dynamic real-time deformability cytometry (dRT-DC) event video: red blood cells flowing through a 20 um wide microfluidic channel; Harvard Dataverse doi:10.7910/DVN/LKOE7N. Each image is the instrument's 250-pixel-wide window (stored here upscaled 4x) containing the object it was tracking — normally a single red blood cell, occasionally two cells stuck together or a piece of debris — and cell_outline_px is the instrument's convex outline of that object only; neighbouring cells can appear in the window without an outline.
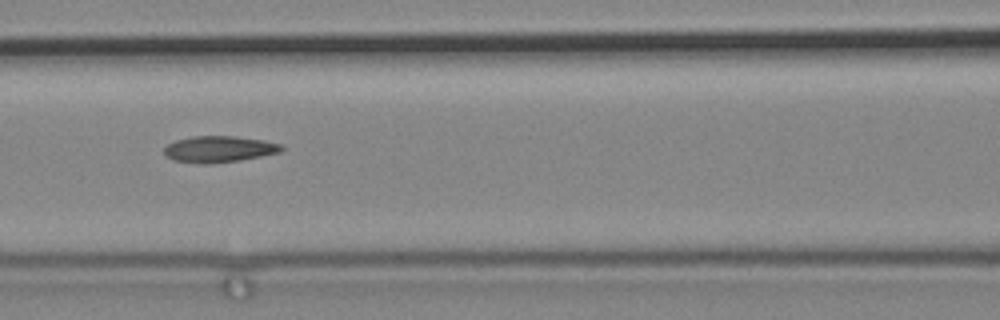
{"species": "common noctule bat (a hibernating species)", "species_latin": "Nyctalus noctula", "temperature_condition": "cold", "stored_images_in_passage": 11, "camera_frame_rate_fps": 3000, "um_per_image_px": 0.085, "animal": {"sex": "male", "body_mass_g": 19.2, "forearm_length_mm": 51.8}, "frame": {"image": 1, "passage_image": 7, "time_ms": 2.0, "image_size_px": [1000, 320], "cell_outline_px": [[284, 148], [280, 152], [240, 160], [208, 164], [204, 164], [172, 160], [164, 152], [164, 148], [168, 144], [176, 140], [192, 136], [236, 136], [264, 140], [280, 144]], "centroid_in_image_um": [18.61, 12.67], "position_along_channel_um": 148.0, "area_um2": 17.92}}
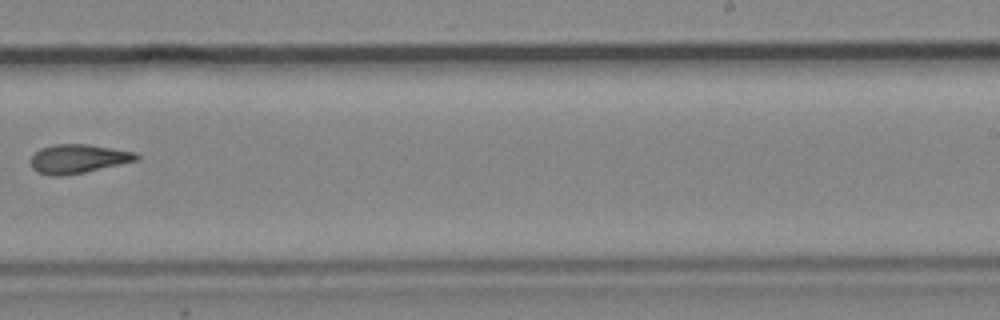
{"frame": {"image": 2, "passage_image": 10, "time_ms": 3.0, "image_size_px": [1000, 320], "cell_outline_px": [[140, 160], [84, 172], [60, 176], [52, 176], [36, 172], [32, 168], [28, 160], [40, 148], [56, 144], [88, 144], [136, 152], [140, 156]], "centroid_in_image_um": [6.63, 13.5], "position_along_channel_um": 282.4, "area_um2": 17.98}}
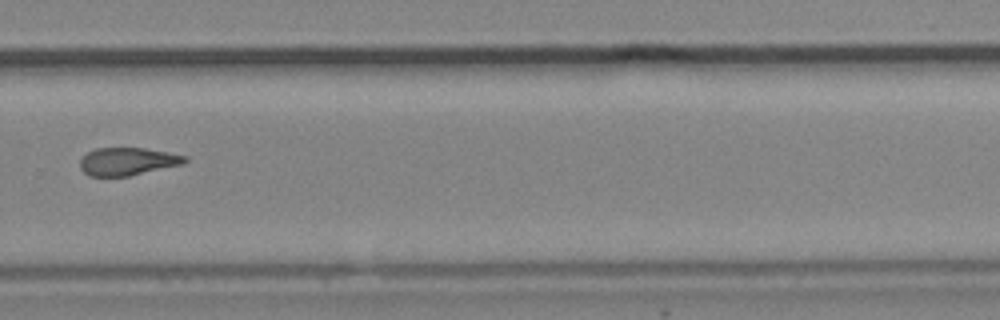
{"frame": {"image": 3, "passage_image": 11, "time_ms": 3.333, "image_size_px": [1000, 320], "cell_outline_px": [[188, 160], [184, 164], [128, 176], [88, 176], [80, 168], [80, 160], [88, 152], [96, 148], [144, 148], [168, 152], [188, 156]], "centroid_in_image_um": [10.86, 13.72], "position_along_channel_um": 318.9, "area_um2": 16.99}}